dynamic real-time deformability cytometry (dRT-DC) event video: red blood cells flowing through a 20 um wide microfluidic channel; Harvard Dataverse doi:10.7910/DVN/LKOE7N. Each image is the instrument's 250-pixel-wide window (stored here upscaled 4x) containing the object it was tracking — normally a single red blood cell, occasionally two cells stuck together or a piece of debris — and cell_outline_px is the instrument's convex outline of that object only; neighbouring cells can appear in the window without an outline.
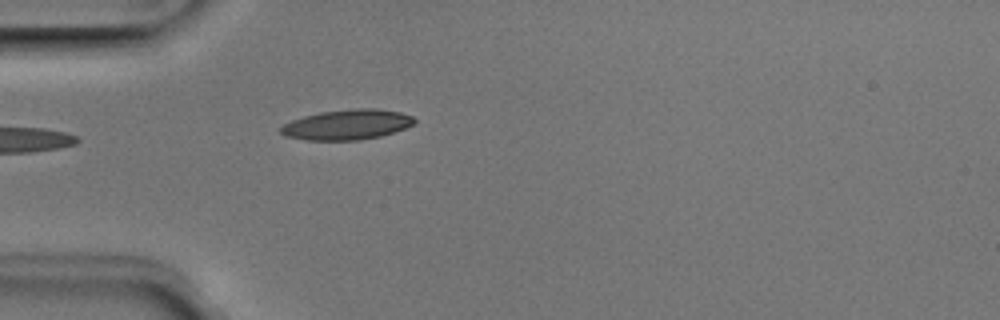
{"species": "Egyptian fruit bat (a non-hibernating species)", "species_latin": "Rousettus aegyptiacus", "temperature_condition": "room temperature", "stored_images_in_passage": 4, "camera_frame_rate_fps": 3000, "um_per_image_px": 0.085, "animal": {"sex": "male"}, "frame": {"image": 1, "passage_image": 4, "time_ms": 1.0, "image_size_px": [1000, 320], "cell_outline_px": [[416, 120], [412, 124], [404, 128], [380, 136], [360, 140], [308, 140], [284, 136], [280, 132], [280, 128], [284, 124], [292, 120], [304, 116], [320, 112], [352, 108], [376, 108], [400, 112], [412, 116]], "centroid_in_image_um": [29.48, 10.59], "position_along_channel_um": 55.5, "area_um2": 23.41}}